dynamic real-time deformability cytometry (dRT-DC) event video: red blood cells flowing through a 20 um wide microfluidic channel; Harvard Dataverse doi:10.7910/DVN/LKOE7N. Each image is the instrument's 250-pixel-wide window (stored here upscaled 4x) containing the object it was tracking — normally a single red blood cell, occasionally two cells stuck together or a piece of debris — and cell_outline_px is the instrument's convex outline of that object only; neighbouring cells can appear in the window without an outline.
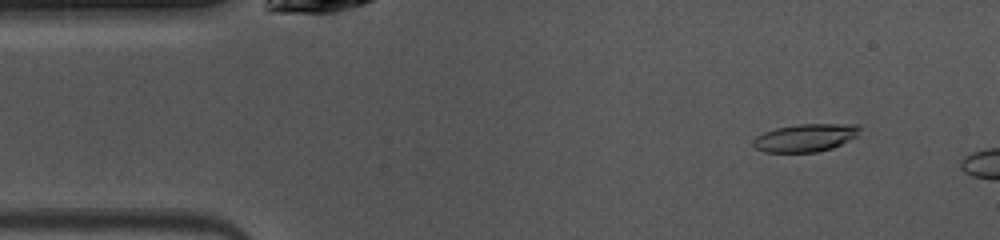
{"species": "common noctule bat (a hibernating species)", "species_latin": "Nyctalus noctula", "temperature_condition": "warm", "stored_images_in_passage": 7, "camera_frame_rate_fps": 3000, "um_per_image_px": 0.085, "animal": {"sex": "female", "body_mass_g": 10.0, "forearm_length_mm": 53.1}, "frame": {"image": 1, "passage_image": 4, "time_ms": 1.0, "image_size_px": [1000, 240], "cell_outline_px": [[860, 128], [856, 136], [832, 148], [816, 152], [764, 152], [756, 148], [752, 144], [752, 140], [756, 136], [764, 132], [776, 128], [800, 124], [860, 124]], "centroid_in_image_um": [68.43, 11.71], "position_along_channel_um": 16.6, "area_um2": 17.17}}